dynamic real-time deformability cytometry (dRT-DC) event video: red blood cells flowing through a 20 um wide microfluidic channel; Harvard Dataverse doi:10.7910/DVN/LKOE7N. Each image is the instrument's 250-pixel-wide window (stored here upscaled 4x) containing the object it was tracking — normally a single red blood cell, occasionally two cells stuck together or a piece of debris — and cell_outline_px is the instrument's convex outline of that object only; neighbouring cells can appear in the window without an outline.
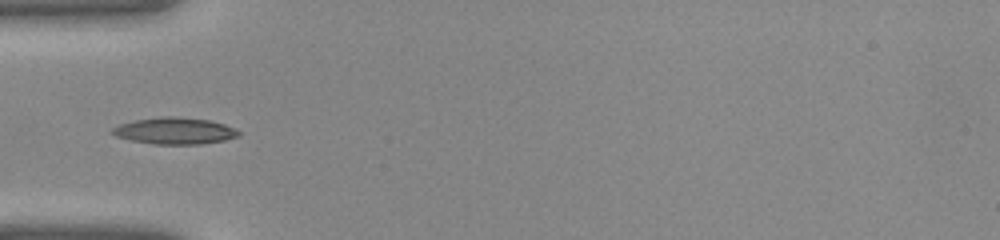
{"species": "common noctule bat (a hibernating species)", "species_latin": "Nyctalus noctula", "temperature_condition": "warm", "stored_images_in_passage": 22, "camera_frame_rate_fps": 3000, "um_per_image_px": 0.085, "animal": {"sex": "female", "body_mass_g": 22.0, "forearm_length_mm": 56.7}, "frame": {"image": 1, "passage_image": 7, "time_ms": 2.0, "image_size_px": [1000, 240], "cell_outline_px": [[240, 136], [224, 140], [200, 144], [152, 144], [132, 140], [116, 136], [108, 132], [112, 128], [120, 124], [136, 120], [160, 116], [172, 116], [208, 120], [224, 124], [236, 128], [240, 132]], "centroid_in_image_um": [14.84, 11.12], "position_along_channel_um": 70.2, "area_um2": 19.59}}
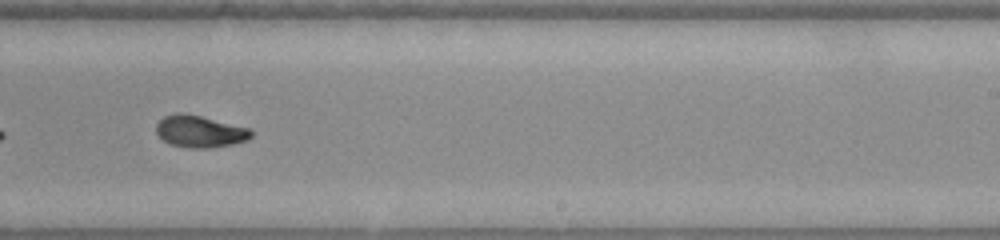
{"frame": {"image": 2, "passage_image": 19, "time_ms": 6.0, "image_size_px": [1000, 240], "cell_outline_px": [[252, 136], [248, 140], [232, 144], [212, 148], [188, 148], [172, 144], [164, 140], [156, 132], [156, 124], [164, 116], [176, 112], [184, 112], [248, 128], [252, 132]], "centroid_in_image_um": [16.97, 11.17], "position_along_channel_um": 272.0, "area_um2": 17.57}}